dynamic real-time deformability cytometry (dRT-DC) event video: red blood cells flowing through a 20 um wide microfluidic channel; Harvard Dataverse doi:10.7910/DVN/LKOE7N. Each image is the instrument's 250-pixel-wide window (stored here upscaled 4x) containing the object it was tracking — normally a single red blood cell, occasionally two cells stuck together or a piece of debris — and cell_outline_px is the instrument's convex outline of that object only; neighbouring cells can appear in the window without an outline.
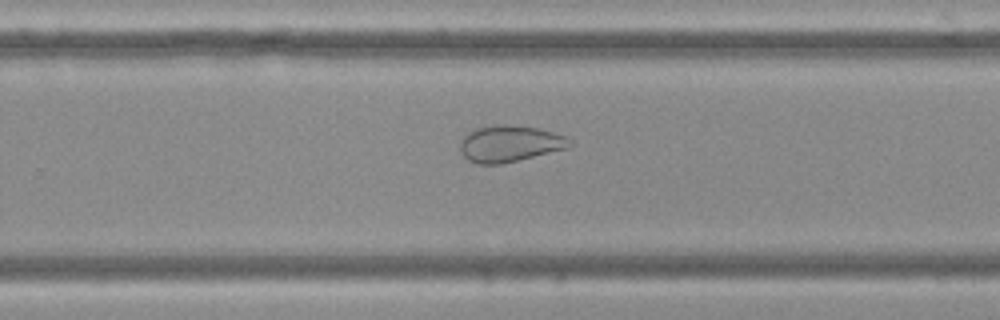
{"species": "Egyptian fruit bat (a non-hibernating species)", "species_latin": "Rousettus aegyptiacus", "temperature_condition": "cold", "stored_images_in_passage": 32, "camera_frame_rate_fps": 3000, "um_per_image_px": 0.085, "frame": {"image": 1, "passage_image": 19, "time_ms": 6.0, "image_size_px": [1000, 320], "cell_outline_px": [[572, 144], [568, 148], [500, 164], [476, 164], [468, 160], [460, 152], [460, 140], [468, 132], [476, 128], [496, 124], [504, 124], [536, 128], [552, 132], [564, 136], [572, 140]], "centroid_in_image_um": [43.29, 12.21], "position_along_channel_um": 286.5, "area_um2": 23.18}}
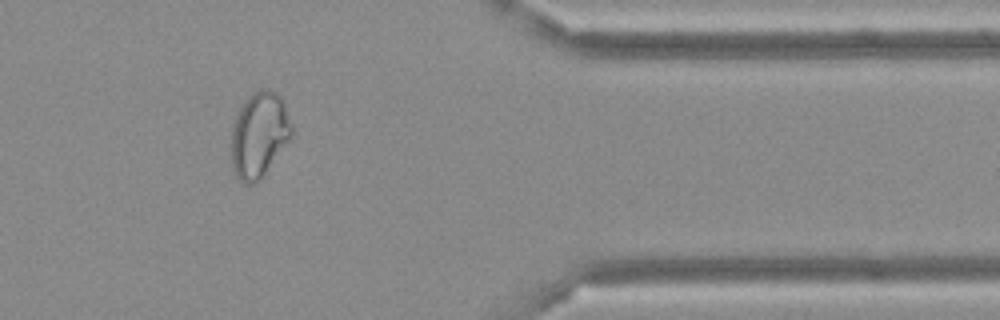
{"frame": {"image": 2, "passage_image": 28, "time_ms": 9.0, "image_size_px": [1000, 320], "cell_outline_px": [[292, 136], [260, 180], [256, 184], [244, 184], [232, 172], [232, 128], [236, 116], [240, 108], [248, 96], [252, 92], [260, 88], [268, 88], [276, 92], [284, 100], [292, 124]], "centroid_in_image_um": [22.04, 11.44], "position_along_channel_um": 389.4, "area_um2": 30.29}}